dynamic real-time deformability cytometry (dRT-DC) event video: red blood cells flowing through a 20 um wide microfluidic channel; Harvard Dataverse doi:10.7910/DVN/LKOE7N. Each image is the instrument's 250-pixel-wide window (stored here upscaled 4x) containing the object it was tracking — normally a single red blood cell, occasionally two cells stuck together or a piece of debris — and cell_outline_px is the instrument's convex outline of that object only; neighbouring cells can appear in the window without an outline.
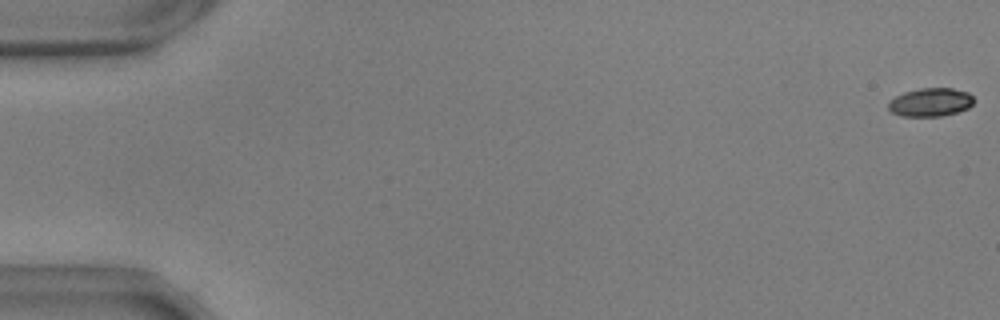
{"species": "common noctule bat (a hibernating species)", "species_latin": "Nyctalus noctula", "temperature_condition": "warm", "stored_images_in_passage": 15, "camera_frame_rate_fps": 3000, "um_per_image_px": 0.085, "animal": {"sex": "male", "body_mass_g": 17.9, "forearm_length_mm": 54.2}, "frame": {"image": 1, "passage_image": 1, "time_ms": 0.0, "image_size_px": [1000, 320], "cell_outline_px": [[976, 100], [968, 108], [956, 112], [940, 116], [900, 116], [892, 112], [888, 108], [888, 100], [904, 92], [920, 88], [952, 88], [968, 92]], "centroid_in_image_um": [79.08, 8.68], "position_along_channel_um": 5.9, "area_um2": 14.22}}